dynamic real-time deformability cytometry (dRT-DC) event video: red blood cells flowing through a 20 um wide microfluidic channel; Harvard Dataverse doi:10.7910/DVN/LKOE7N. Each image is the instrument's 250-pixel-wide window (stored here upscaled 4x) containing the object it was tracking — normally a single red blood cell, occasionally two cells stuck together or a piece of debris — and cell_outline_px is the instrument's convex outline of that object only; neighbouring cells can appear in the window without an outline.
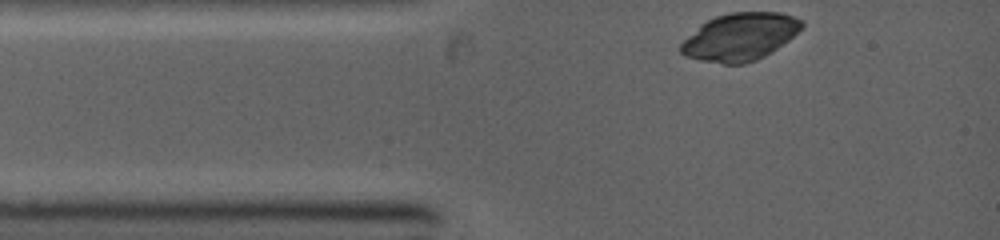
{"species": "common noctule bat (a hibernating species)", "species_latin": "Nyctalus noctula", "temperature_condition": "warm", "stored_images_in_passage": 2, "camera_frame_rate_fps": 5000, "um_per_image_px": 0.085, "animal": {"sex": "female", "body_mass_g": 19.0, "forearm_length_mm": 53.3}, "frame": {"image": 1, "passage_image": 1, "time_ms": 0.0, "image_size_px": [1000, 240], "cell_outline_px": [[804, 28], [788, 40], [764, 56], [756, 60], [744, 64], [724, 64], [700, 60], [684, 56], [680, 52], [680, 44], [700, 24], [716, 16], [732, 12], [780, 12], [804, 20]], "centroid_in_image_um": [62.91, 3.13], "position_along_channel_um": 22.1, "area_um2": 33.47}}